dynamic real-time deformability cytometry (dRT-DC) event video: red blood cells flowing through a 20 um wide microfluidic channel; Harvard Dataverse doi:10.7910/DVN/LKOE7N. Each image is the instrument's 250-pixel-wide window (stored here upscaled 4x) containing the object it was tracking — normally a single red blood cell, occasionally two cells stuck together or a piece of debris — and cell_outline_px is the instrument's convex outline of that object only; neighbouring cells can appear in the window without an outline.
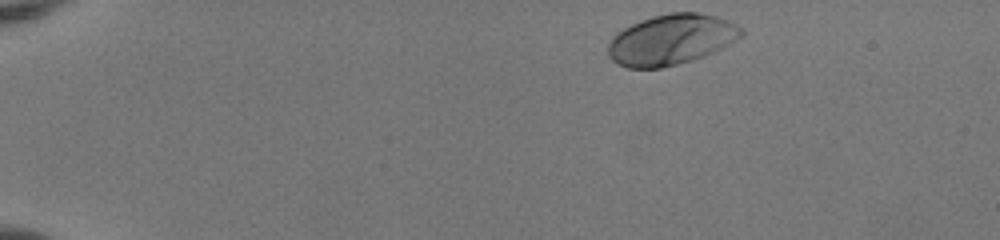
{"species": "human", "species_latin": "Homo sapiens", "temperature_condition": "room temperature", "stored_images_in_passage": 45, "camera_frame_rate_fps": 3000, "um_per_image_px": 0.085, "donor": {"sex": "female"}, "frame": {"image": 1, "passage_image": 1, "time_ms": 0.0, "image_size_px": [1000, 240], "cell_outline_px": [[744, 36], [704, 56], [692, 60], [660, 68], [628, 68], [616, 64], [608, 56], [608, 44], [612, 36], [616, 32], [640, 20], [652, 16], [668, 12], [696, 12], [716, 16], [728, 20], [744, 28]], "centroid_in_image_um": [57.04, 3.36], "position_along_channel_um": 28.0, "area_um2": 39.42}}
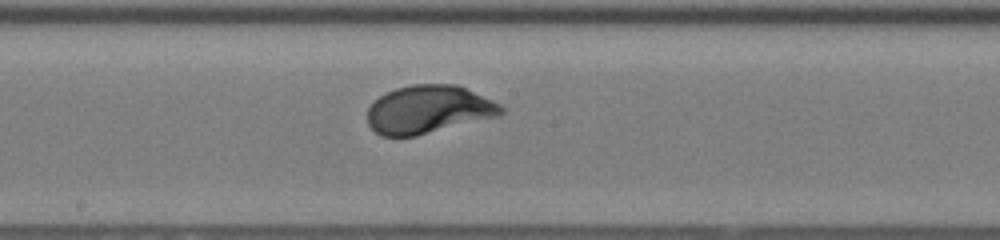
{"frame": {"image": 2, "passage_image": 23, "time_ms": 7.333, "image_size_px": [1000, 240], "cell_outline_px": [[504, 112], [500, 116], [416, 136], [380, 136], [368, 124], [368, 108], [372, 100], [396, 88], [412, 84], [456, 84], [492, 100], [500, 104], [504, 108]], "centroid_in_image_um": [36.42, 9.31], "position_along_channel_um": 211.8, "area_um2": 37.57}}
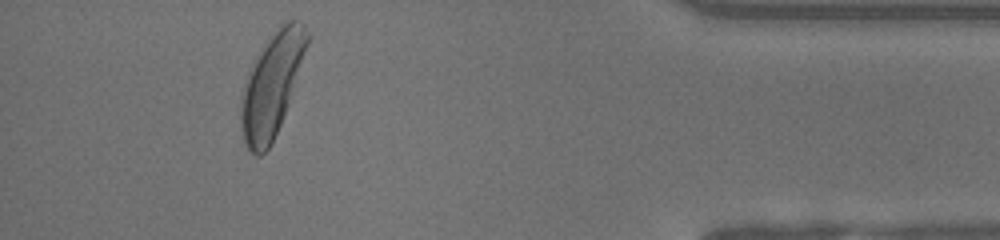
{"frame": {"image": 3, "passage_image": 41, "time_ms": 13.333, "image_size_px": [1000, 240], "cell_outline_px": [[312, 36], [288, 104], [272, 144], [260, 156], [256, 156], [244, 144], [240, 128], [240, 100], [244, 84], [248, 72], [260, 52], [280, 24], [284, 20], [300, 20], [304, 24]], "centroid_in_image_um": [23.12, 7.2], "position_along_channel_um": 412.1, "area_um2": 39.82}, "authors_computed_cell_mechanics": {"area_um2": 37.8012, "velocity_mm_per_s": 3.9744, "shape_relaxation_time_tau1_ms": 1.6432, "shape_relaxation_time_tau2_ms": null, "deformation_change_tau1": 0.1303, "deformation_change_tau2": null}}